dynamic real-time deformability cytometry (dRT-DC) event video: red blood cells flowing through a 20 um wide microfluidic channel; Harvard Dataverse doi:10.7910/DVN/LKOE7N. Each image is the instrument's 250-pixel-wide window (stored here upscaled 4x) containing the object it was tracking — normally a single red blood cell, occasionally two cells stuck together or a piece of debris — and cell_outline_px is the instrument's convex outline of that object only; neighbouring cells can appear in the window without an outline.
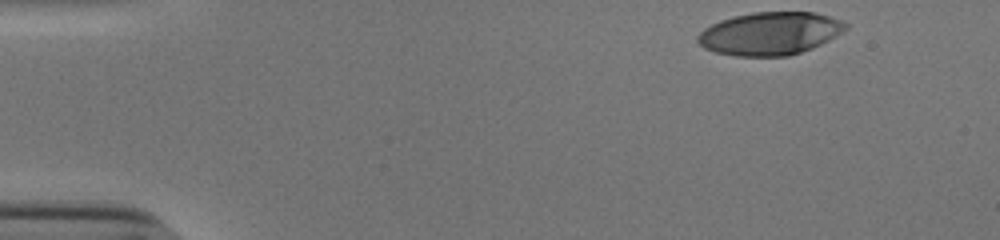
{"species": "human", "species_latin": "Homo sapiens", "temperature_condition": "cold", "stored_images_in_passage": 38, "camera_frame_rate_fps": 3000, "um_per_image_px": 0.085, "donor": {"sex": "male"}, "frame": {"image": 1, "passage_image": 1, "time_ms": 0.0, "image_size_px": [1000, 240], "cell_outline_px": [[848, 28], [828, 40], [812, 48], [788, 56], [736, 56], [716, 52], [704, 48], [696, 40], [696, 36], [704, 28], [720, 20], [732, 16], [752, 12], [816, 12], [844, 20], [848, 24]], "centroid_in_image_um": [65.45, 2.83], "position_along_channel_um": 19.6, "area_um2": 37.11}}
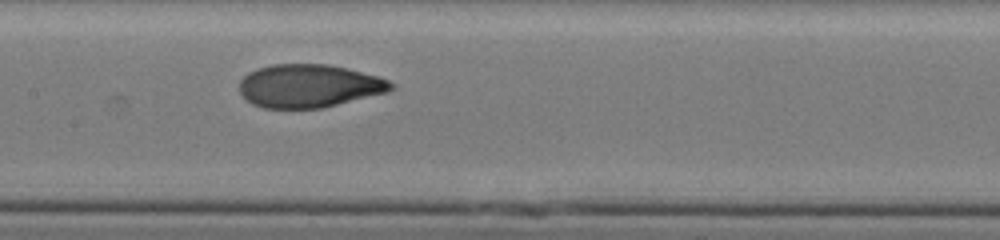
{"frame": {"image": 2, "passage_image": 22, "time_ms": 7.0, "image_size_px": [1000, 240], "cell_outline_px": [[396, 88], [388, 92], [320, 108], [264, 108], [252, 104], [240, 92], [240, 80], [248, 72], [256, 68], [272, 64], [328, 64], [348, 68], [380, 76], [396, 84]], "centroid_in_image_um": [26.3, 7.29], "position_along_channel_um": 181.1, "area_um2": 38.32}}
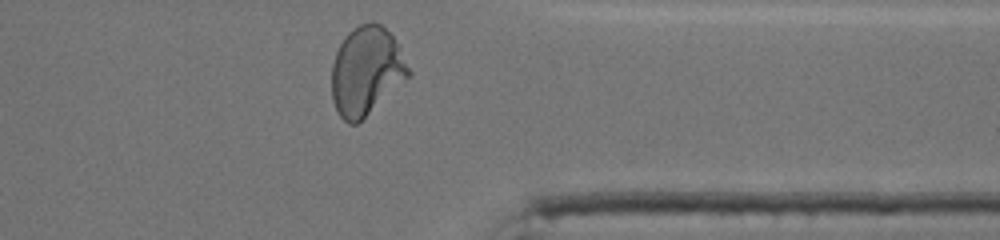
{"frame": {"image": 3, "passage_image": 38, "time_ms": 12.333, "image_size_px": [1000, 240], "cell_outline_px": [[412, 76], [356, 124], [348, 124], [340, 116], [332, 100], [332, 64], [336, 52], [340, 44], [348, 32], [360, 24], [380, 24], [400, 44], [412, 72]], "centroid_in_image_um": [31.17, 6.05], "position_along_channel_um": 380.2, "area_um2": 39.71}, "authors_computed_cell_mechanics": {"area_um2": 38.3792, "velocity_mm_per_s": 3.8475, "shape_relaxation_time_tau1_ms": 6.2157, "shape_relaxation_time_tau2_ms": 1.1324, "deformation_change_tau1": 0.2668, "deformation_change_tau2": 0.0461}}